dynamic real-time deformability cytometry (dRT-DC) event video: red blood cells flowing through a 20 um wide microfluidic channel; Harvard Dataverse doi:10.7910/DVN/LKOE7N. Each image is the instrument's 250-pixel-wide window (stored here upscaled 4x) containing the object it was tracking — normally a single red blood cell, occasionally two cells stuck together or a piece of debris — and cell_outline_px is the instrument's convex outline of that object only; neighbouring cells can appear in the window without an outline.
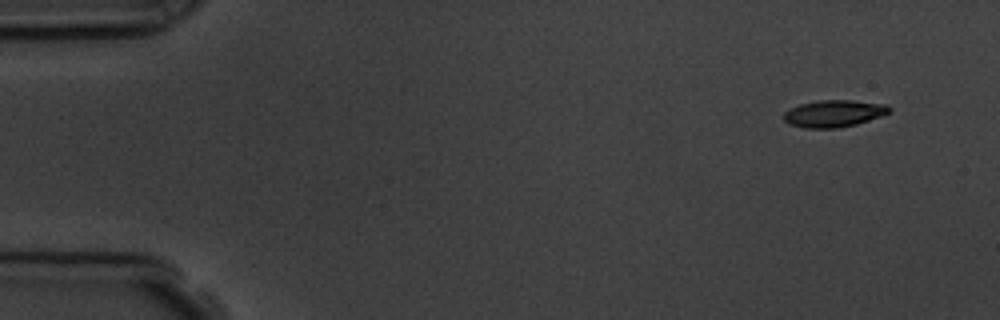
{"species": "common noctule bat (a hibernating species)", "species_latin": "Nyctalus noctula", "temperature_condition": "room temperature", "stored_images_in_passage": 16, "camera_frame_rate_fps": 3000, "um_per_image_px": 0.085, "animal": {"sex": "male", "body_mass_g": 19.5, "forearm_length_mm": 54.6}, "frame": {"image": 1, "passage_image": 1, "time_ms": 0.0, "image_size_px": [1000, 320], "cell_outline_px": [[892, 112], [856, 124], [836, 128], [804, 128], [788, 124], [784, 120], [784, 112], [788, 108], [800, 104], [820, 100], [852, 100], [888, 104], [892, 108]], "centroid_in_image_um": [70.88, 9.64], "position_along_channel_um": 14.1, "area_um2": 16.76}}
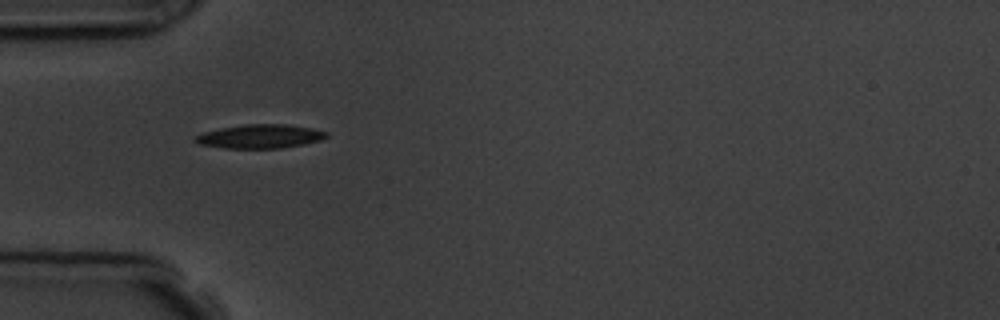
{"frame": {"image": 2, "passage_image": 5, "time_ms": 4.333, "image_size_px": [1000, 320], "cell_outline_px": [[328, 136], [320, 140], [304, 144], [280, 148], [224, 148], [200, 144], [192, 140], [192, 136], [204, 132], [220, 128], [244, 124], [288, 124], [312, 128], [328, 132]], "centroid_in_image_um": [22.08, 11.58], "position_along_channel_um": 62.9, "area_um2": 18.32}}
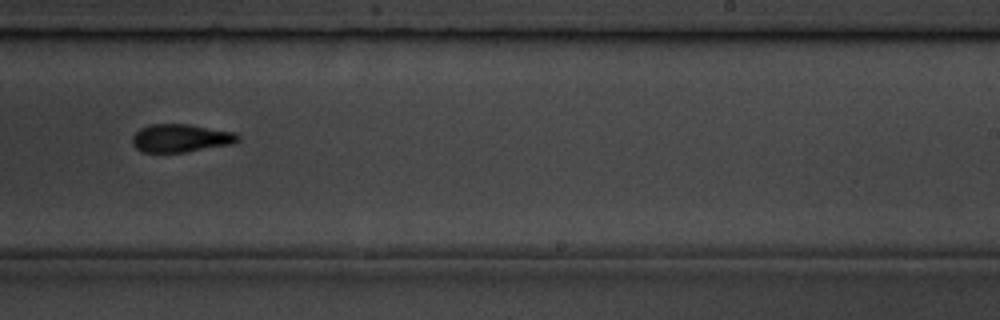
{"frame": {"image": 3, "passage_image": 10, "time_ms": 10.0, "image_size_px": [1000, 320], "cell_outline_px": [[240, 140], [232, 144], [188, 152], [140, 152], [132, 144], [132, 136], [140, 128], [148, 124], [188, 124], [236, 132], [240, 136]], "centroid_in_image_um": [15.37, 11.74], "position_along_channel_um": 273.6, "area_um2": 17.51}, "authors_computed_cell_mechanics": {"area_um2": 17.34, "velocity_mm_per_s": 3.75, "shape_relaxation_time_tau1_ms": 5.9207, "shape_relaxation_time_tau2_ms": 8.1133, "deformation_change_tau1": 0.1693, "deformation_change_tau2": 0.1625}}